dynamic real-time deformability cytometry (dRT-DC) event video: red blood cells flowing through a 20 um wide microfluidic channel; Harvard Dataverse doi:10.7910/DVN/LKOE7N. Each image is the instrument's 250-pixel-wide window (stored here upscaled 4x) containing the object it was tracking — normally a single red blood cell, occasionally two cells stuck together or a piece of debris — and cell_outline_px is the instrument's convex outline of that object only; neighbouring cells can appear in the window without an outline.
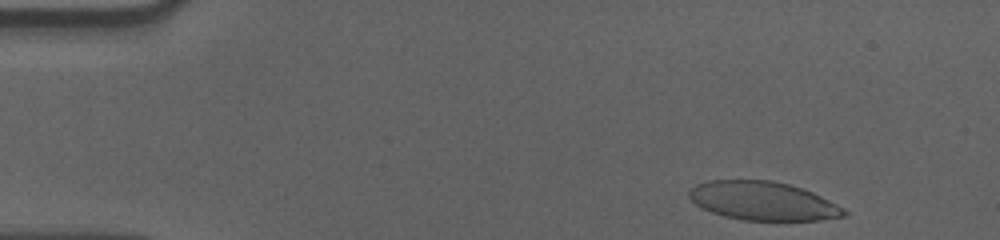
{"species": "human", "species_latin": "Homo sapiens", "temperature_condition": "cold", "stored_images_in_passage": 44, "camera_frame_rate_fps": 3000, "um_per_image_px": 0.085, "donor": {"sex": "male"}, "frame": {"image": 1, "passage_image": 2, "time_ms": 0.333, "image_size_px": [1000, 240], "cell_outline_px": [[848, 212], [844, 216], [820, 220], [740, 220], [724, 216], [700, 208], [688, 196], [688, 192], [696, 184], [708, 180], [772, 180], [788, 184], [812, 192], [844, 208]], "centroid_in_image_um": [64.82, 17.08], "position_along_channel_um": 20.2, "area_um2": 34.8}}
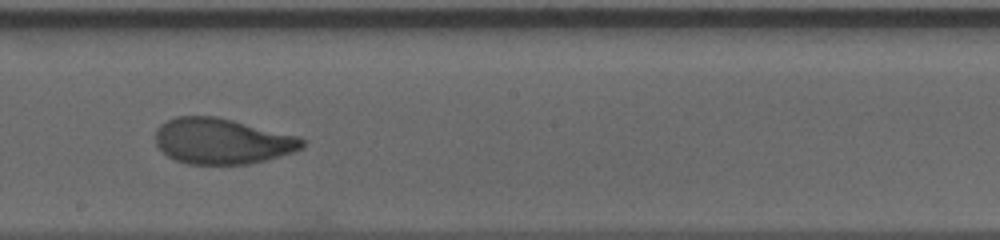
{"frame": {"image": 2, "passage_image": 28, "time_ms": 9.0, "image_size_px": [1000, 240], "cell_outline_px": [[304, 148], [292, 152], [264, 160], [248, 164], [188, 164], [176, 160], [168, 156], [156, 144], [156, 128], [160, 124], [176, 116], [216, 116], [300, 136], [304, 140]], "centroid_in_image_um": [18.88, 11.99], "position_along_channel_um": 229.3, "area_um2": 39.07}}
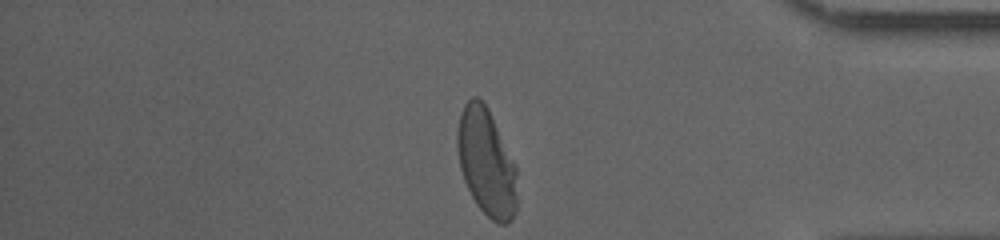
{"frame": {"image": 3, "passage_image": 44, "time_ms": 14.333, "image_size_px": [1000, 240], "cell_outline_px": [[516, 212], [508, 224], [500, 224], [492, 220], [476, 204], [464, 180], [460, 168], [456, 144], [456, 132], [460, 116], [464, 104], [472, 96], [476, 96], [488, 108], [516, 164]], "centroid_in_image_um": [41.34, 13.79], "position_along_channel_um": 393.9, "area_um2": 37.4}, "authors_computed_cell_mechanics": {"area_um2": 38.726, "velocity_mm_per_s": 3.5501, "shape_relaxation_time_tau1_ms": 5.356, "shape_relaxation_time_tau2_ms": 0.8846, "deformation_change_tau1": 0.2164, "deformation_change_tau2": 0.0601}}